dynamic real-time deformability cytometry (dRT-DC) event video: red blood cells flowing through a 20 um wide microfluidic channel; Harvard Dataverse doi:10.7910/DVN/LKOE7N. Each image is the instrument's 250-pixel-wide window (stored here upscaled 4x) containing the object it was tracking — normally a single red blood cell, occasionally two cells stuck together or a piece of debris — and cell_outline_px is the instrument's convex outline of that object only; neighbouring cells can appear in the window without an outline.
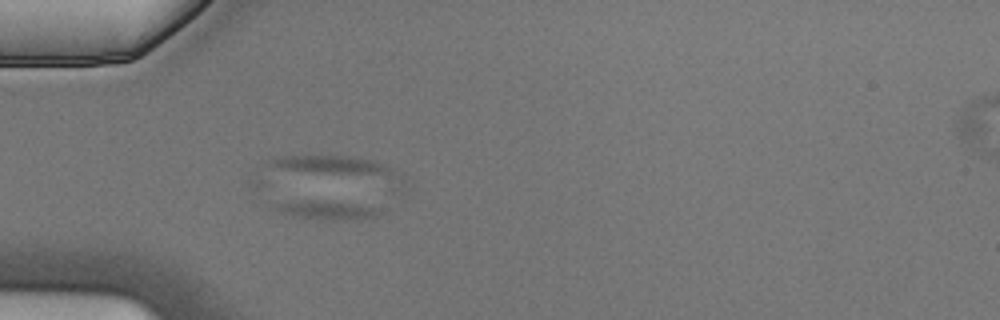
{"species": "Egyptian fruit bat (a non-hibernating species)", "species_latin": "Rousettus aegyptiacus", "temperature_condition": "cold", "stored_images_in_passage": 5, "camera_frame_rate_fps": 3000, "um_per_image_px": 0.085, "animal": {"sex": "male"}, "frame": {"image": 1, "passage_image": 5, "time_ms": 1.333, "image_size_px": [1000, 320], "cell_outline_px": [[388, 212], [368, 220], [332, 220], [300, 216], [284, 212], [264, 204], [320, 200], [356, 204], [376, 208]], "centroid_in_image_um": [27.95, 17.87], "position_along_channel_um": 57.0, "area_um2": 11.39}}